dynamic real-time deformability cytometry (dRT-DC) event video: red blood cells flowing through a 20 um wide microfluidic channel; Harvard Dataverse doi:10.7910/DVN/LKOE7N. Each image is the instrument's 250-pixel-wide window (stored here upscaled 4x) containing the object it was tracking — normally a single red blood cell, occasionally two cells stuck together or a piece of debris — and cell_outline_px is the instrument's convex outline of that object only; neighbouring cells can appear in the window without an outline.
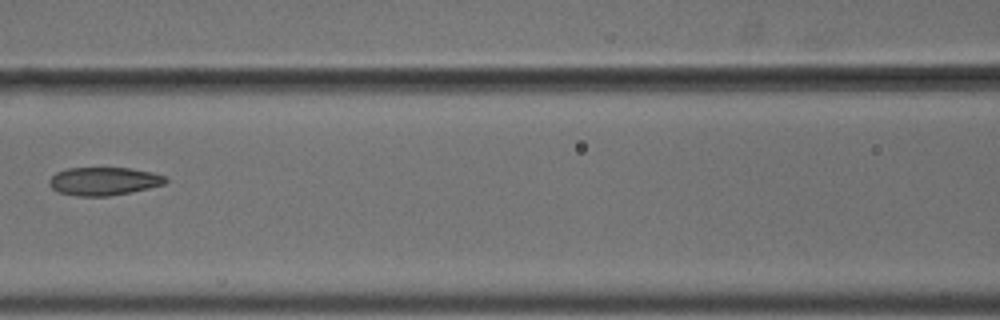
{"species": "common noctule bat (a hibernating species)", "species_latin": "Nyctalus noctula", "temperature_condition": "cold", "stored_images_in_passage": 8, "camera_frame_rate_fps": 3000, "um_per_image_px": 0.085, "animal": {"sex": "male", "body_mass_g": 18.8}, "frame": {"image": 1, "passage_image": 8, "time_ms": 2.333, "image_size_px": [1000, 320], "cell_outline_px": [[168, 180], [164, 184], [132, 192], [108, 196], [76, 196], [60, 192], [52, 188], [48, 184], [48, 180], [56, 172], [68, 168], [132, 168], [152, 172], [164, 176]], "centroid_in_image_um": [8.81, 15.4], "position_along_channel_um": 157.8, "area_um2": 19.07}}